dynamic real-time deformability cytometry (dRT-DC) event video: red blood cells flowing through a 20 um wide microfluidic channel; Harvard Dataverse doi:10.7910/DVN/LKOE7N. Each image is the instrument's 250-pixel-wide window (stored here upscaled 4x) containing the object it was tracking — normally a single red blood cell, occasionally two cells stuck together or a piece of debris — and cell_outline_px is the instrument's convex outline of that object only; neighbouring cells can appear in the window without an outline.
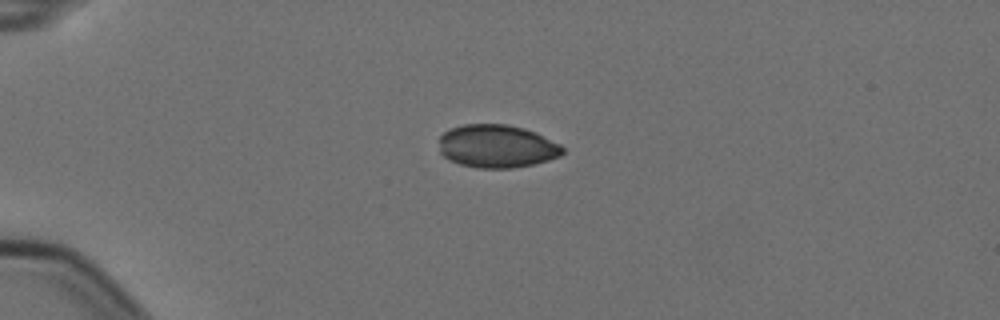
{"species": "Egyptian fruit bat (a non-hibernating species)", "species_latin": "Rousettus aegyptiacus", "temperature_condition": "cold", "stored_images_in_passage": 3, "camera_frame_rate_fps": 3000, "um_per_image_px": 0.085, "animal": {"sex": "female"}, "frame": {"image": 1, "passage_image": 1, "time_ms": 0.0, "image_size_px": [1000, 320], "cell_outline_px": [[564, 152], [560, 156], [548, 160], [532, 164], [512, 168], [476, 168], [460, 164], [448, 160], [440, 152], [440, 136], [448, 128], [464, 124], [508, 124], [524, 128], [536, 132], [560, 144], [564, 148]], "centroid_in_image_um": [42.22, 12.42], "position_along_channel_um": 42.8, "area_um2": 31.21}}
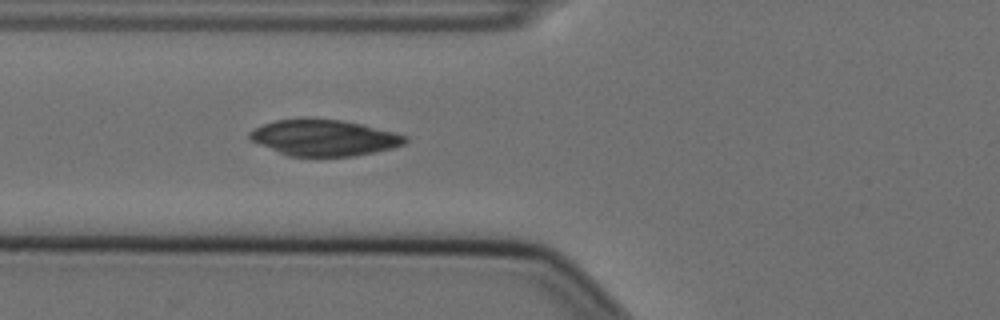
{"frame": {"image": 2, "passage_image": 3, "time_ms": 0.667, "image_size_px": [1000, 320], "cell_outline_px": [[408, 140], [404, 144], [392, 148], [352, 156], [288, 156], [260, 144], [252, 140], [248, 136], [248, 132], [264, 124], [276, 120], [340, 120], [360, 124], [408, 136]], "centroid_in_image_um": [27.56, 11.73], "position_along_channel_um": 98.2, "area_um2": 31.79}}